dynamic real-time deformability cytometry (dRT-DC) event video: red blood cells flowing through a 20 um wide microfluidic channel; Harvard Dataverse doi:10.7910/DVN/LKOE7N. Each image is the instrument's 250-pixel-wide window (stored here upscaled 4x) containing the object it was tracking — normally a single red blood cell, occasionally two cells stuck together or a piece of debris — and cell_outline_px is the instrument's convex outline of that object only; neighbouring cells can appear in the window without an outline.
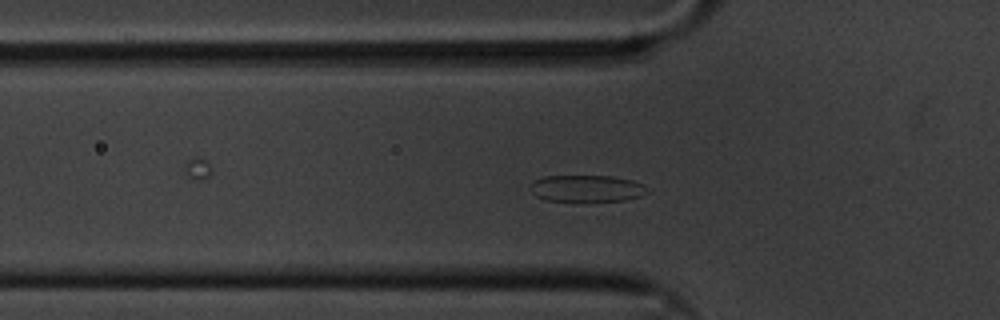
{"species": "common noctule bat (a hibernating species)", "species_latin": "Nyctalus noctula", "temperature_condition": "cold", "stored_images_in_passage": 36, "camera_frame_rate_fps": 3000, "um_per_image_px": 0.085, "animal": {"sex": "male", "body_mass_g": 20.1, "forearm_length_mm": 53.5}, "frame": {"image": 1, "passage_image": 2, "time_ms": 0.333, "image_size_px": [1000, 320], "cell_outline_px": [[648, 192], [640, 196], [624, 200], [544, 200], [536, 196], [532, 192], [532, 184], [536, 180], [544, 176], [612, 176], [632, 180], [644, 184]], "centroid_in_image_um": [49.9, 16.0], "position_along_channel_um": 75.9, "area_um2": 17.8}}
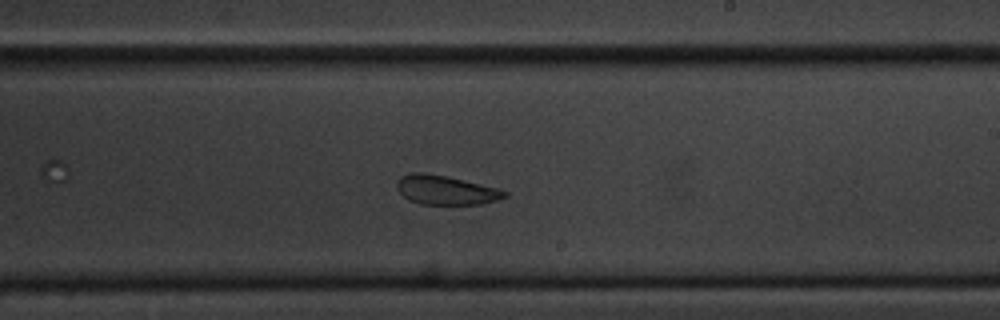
{"frame": {"image": 2, "passage_image": 18, "time_ms": 5.667, "image_size_px": [1000, 320], "cell_outline_px": [[508, 196], [484, 204], [420, 204], [408, 200], [396, 188], [396, 180], [400, 176], [412, 172], [424, 172], [464, 180], [496, 188], [508, 192]], "centroid_in_image_um": [37.85, 16.15], "position_along_channel_um": 251.2, "area_um2": 18.32}}
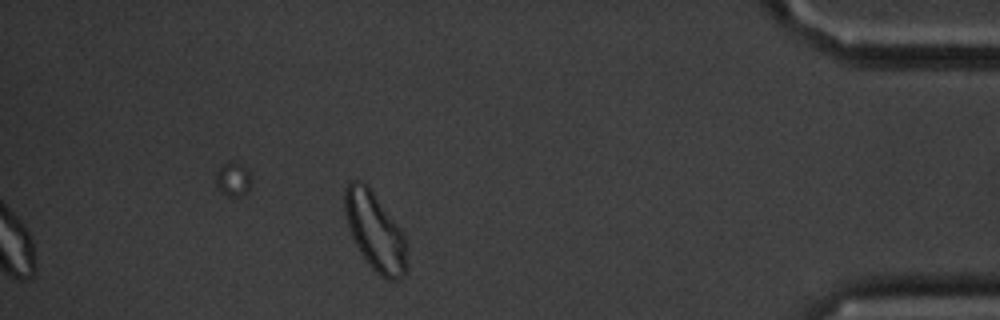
{"frame": {"image": 3, "passage_image": 36, "time_ms": 11.667, "image_size_px": [1000, 320], "cell_outline_px": [[408, 272], [404, 276], [396, 280], [388, 280], [380, 276], [368, 264], [360, 252], [352, 236], [344, 212], [344, 188], [348, 180], [360, 180], [368, 184], [396, 224], [404, 236], [408, 268]], "centroid_in_image_um": [31.86, 19.67], "position_along_channel_um": 403.3, "area_um2": 28.32}, "authors_computed_cell_mechanics": {"area_um2": 19.3341, "velocity_mm_per_s": 3.2747, "shape_relaxation_time_tau1_ms": 1.876, "shape_relaxation_time_tau2_ms": 2.0583, "deformation_change_tau1": 0.078, "deformation_change_tau2": 0.0859}}